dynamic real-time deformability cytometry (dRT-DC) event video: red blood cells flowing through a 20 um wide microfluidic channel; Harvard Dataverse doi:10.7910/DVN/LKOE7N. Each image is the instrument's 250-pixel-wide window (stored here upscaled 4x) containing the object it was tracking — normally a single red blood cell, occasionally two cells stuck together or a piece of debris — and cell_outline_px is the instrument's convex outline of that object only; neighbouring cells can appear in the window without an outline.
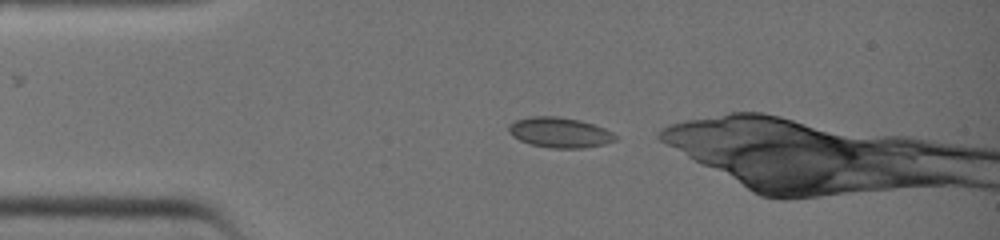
{"species": "common noctule bat (a hibernating species)", "species_latin": "Nyctalus noctula", "temperature_condition": "warm", "stored_images_in_passage": 3, "camera_frame_rate_fps": 3000, "um_per_image_px": 0.085, "animal": {"sex": "female", "body_mass_g": 19.0, "forearm_length_mm": 51.5}, "frame": {"image": 1, "passage_image": 1, "time_ms": 0.0, "image_size_px": [1000, 240], "cell_outline_px": [[620, 136], [616, 140], [604, 144], [584, 148], [548, 148], [532, 144], [520, 140], [512, 136], [508, 132], [508, 124], [516, 120], [532, 116], [560, 116], [580, 120], [604, 128]], "centroid_in_image_um": [47.58, 11.26], "position_along_channel_um": 37.4, "area_um2": 18.96}}